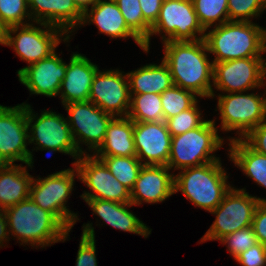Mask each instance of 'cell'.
Instances as JSON below:
<instances>
[{
    "label": "cell",
    "mask_w": 266,
    "mask_h": 266,
    "mask_svg": "<svg viewBox=\"0 0 266 266\" xmlns=\"http://www.w3.org/2000/svg\"><path fill=\"white\" fill-rule=\"evenodd\" d=\"M265 78L260 57L214 63L213 86L222 93H244L255 88L261 89L266 85Z\"/></svg>",
    "instance_id": "cell-15"
},
{
    "label": "cell",
    "mask_w": 266,
    "mask_h": 266,
    "mask_svg": "<svg viewBox=\"0 0 266 266\" xmlns=\"http://www.w3.org/2000/svg\"><path fill=\"white\" fill-rule=\"evenodd\" d=\"M36 24H39L44 29L35 26L33 23L8 27L3 44L13 47L17 56L29 65L47 58L54 53L62 38L64 42H68L70 39L58 27L45 23ZM12 34H15V36H12Z\"/></svg>",
    "instance_id": "cell-9"
},
{
    "label": "cell",
    "mask_w": 266,
    "mask_h": 266,
    "mask_svg": "<svg viewBox=\"0 0 266 266\" xmlns=\"http://www.w3.org/2000/svg\"><path fill=\"white\" fill-rule=\"evenodd\" d=\"M251 227L258 242L266 246V200L260 201L257 206Z\"/></svg>",
    "instance_id": "cell-40"
},
{
    "label": "cell",
    "mask_w": 266,
    "mask_h": 266,
    "mask_svg": "<svg viewBox=\"0 0 266 266\" xmlns=\"http://www.w3.org/2000/svg\"><path fill=\"white\" fill-rule=\"evenodd\" d=\"M223 94L217 97L222 131L237 130L238 139H243L266 119V90L263 97L253 92Z\"/></svg>",
    "instance_id": "cell-11"
},
{
    "label": "cell",
    "mask_w": 266,
    "mask_h": 266,
    "mask_svg": "<svg viewBox=\"0 0 266 266\" xmlns=\"http://www.w3.org/2000/svg\"><path fill=\"white\" fill-rule=\"evenodd\" d=\"M163 44L162 61L170 70L173 84L194 92L198 98H213L214 64L207 58L209 52L204 39L165 41Z\"/></svg>",
    "instance_id": "cell-1"
},
{
    "label": "cell",
    "mask_w": 266,
    "mask_h": 266,
    "mask_svg": "<svg viewBox=\"0 0 266 266\" xmlns=\"http://www.w3.org/2000/svg\"><path fill=\"white\" fill-rule=\"evenodd\" d=\"M198 101L189 109L181 111L176 116L167 119L166 125L170 135H181L191 129L201 126L206 120L201 117Z\"/></svg>",
    "instance_id": "cell-34"
},
{
    "label": "cell",
    "mask_w": 266,
    "mask_h": 266,
    "mask_svg": "<svg viewBox=\"0 0 266 266\" xmlns=\"http://www.w3.org/2000/svg\"><path fill=\"white\" fill-rule=\"evenodd\" d=\"M215 126L214 120H206L197 128L173 136L167 167L170 170H182L220 160L212 155L222 148L224 140L218 136V128Z\"/></svg>",
    "instance_id": "cell-5"
},
{
    "label": "cell",
    "mask_w": 266,
    "mask_h": 266,
    "mask_svg": "<svg viewBox=\"0 0 266 266\" xmlns=\"http://www.w3.org/2000/svg\"><path fill=\"white\" fill-rule=\"evenodd\" d=\"M26 105L14 107L0 105V164L23 162L32 169L33 154L29 143Z\"/></svg>",
    "instance_id": "cell-12"
},
{
    "label": "cell",
    "mask_w": 266,
    "mask_h": 266,
    "mask_svg": "<svg viewBox=\"0 0 266 266\" xmlns=\"http://www.w3.org/2000/svg\"><path fill=\"white\" fill-rule=\"evenodd\" d=\"M162 33L163 42L204 39L205 30L198 21L192 0H163L158 18L144 41L145 52L150 50L151 36Z\"/></svg>",
    "instance_id": "cell-7"
},
{
    "label": "cell",
    "mask_w": 266,
    "mask_h": 266,
    "mask_svg": "<svg viewBox=\"0 0 266 266\" xmlns=\"http://www.w3.org/2000/svg\"><path fill=\"white\" fill-rule=\"evenodd\" d=\"M28 2L31 21L58 27L69 37L83 21V12L73 0H28Z\"/></svg>",
    "instance_id": "cell-21"
},
{
    "label": "cell",
    "mask_w": 266,
    "mask_h": 266,
    "mask_svg": "<svg viewBox=\"0 0 266 266\" xmlns=\"http://www.w3.org/2000/svg\"><path fill=\"white\" fill-rule=\"evenodd\" d=\"M261 29V47H260V59L262 68L266 74V59L263 58V53H266V28H260Z\"/></svg>",
    "instance_id": "cell-43"
},
{
    "label": "cell",
    "mask_w": 266,
    "mask_h": 266,
    "mask_svg": "<svg viewBox=\"0 0 266 266\" xmlns=\"http://www.w3.org/2000/svg\"><path fill=\"white\" fill-rule=\"evenodd\" d=\"M94 156H136L133 121L129 117H114L107 126L103 144Z\"/></svg>",
    "instance_id": "cell-25"
},
{
    "label": "cell",
    "mask_w": 266,
    "mask_h": 266,
    "mask_svg": "<svg viewBox=\"0 0 266 266\" xmlns=\"http://www.w3.org/2000/svg\"><path fill=\"white\" fill-rule=\"evenodd\" d=\"M33 176L21 164H0V209L6 210L30 196Z\"/></svg>",
    "instance_id": "cell-24"
},
{
    "label": "cell",
    "mask_w": 266,
    "mask_h": 266,
    "mask_svg": "<svg viewBox=\"0 0 266 266\" xmlns=\"http://www.w3.org/2000/svg\"><path fill=\"white\" fill-rule=\"evenodd\" d=\"M120 70H98L91 84L89 101L114 117H127L130 89L127 73Z\"/></svg>",
    "instance_id": "cell-16"
},
{
    "label": "cell",
    "mask_w": 266,
    "mask_h": 266,
    "mask_svg": "<svg viewBox=\"0 0 266 266\" xmlns=\"http://www.w3.org/2000/svg\"><path fill=\"white\" fill-rule=\"evenodd\" d=\"M222 244H227V251L234 257V259L248 250L251 246L258 243L257 237L252 227H246L225 235L219 240Z\"/></svg>",
    "instance_id": "cell-36"
},
{
    "label": "cell",
    "mask_w": 266,
    "mask_h": 266,
    "mask_svg": "<svg viewBox=\"0 0 266 266\" xmlns=\"http://www.w3.org/2000/svg\"><path fill=\"white\" fill-rule=\"evenodd\" d=\"M192 3L198 21L205 31L209 30L211 26L229 21L228 0H192Z\"/></svg>",
    "instance_id": "cell-30"
},
{
    "label": "cell",
    "mask_w": 266,
    "mask_h": 266,
    "mask_svg": "<svg viewBox=\"0 0 266 266\" xmlns=\"http://www.w3.org/2000/svg\"><path fill=\"white\" fill-rule=\"evenodd\" d=\"M96 24L99 32L114 38H133L144 51V42L127 26L124 17L114 0H98L91 9L83 13L82 25Z\"/></svg>",
    "instance_id": "cell-22"
},
{
    "label": "cell",
    "mask_w": 266,
    "mask_h": 266,
    "mask_svg": "<svg viewBox=\"0 0 266 266\" xmlns=\"http://www.w3.org/2000/svg\"><path fill=\"white\" fill-rule=\"evenodd\" d=\"M63 107L68 112L67 121L78 152L81 155L87 153L80 147V143H84L90 152L95 153L103 144L107 126L114 116L90 101L71 102Z\"/></svg>",
    "instance_id": "cell-13"
},
{
    "label": "cell",
    "mask_w": 266,
    "mask_h": 266,
    "mask_svg": "<svg viewBox=\"0 0 266 266\" xmlns=\"http://www.w3.org/2000/svg\"><path fill=\"white\" fill-rule=\"evenodd\" d=\"M67 64L54 52L47 58L17 71L19 81L30 94L57 96L65 78Z\"/></svg>",
    "instance_id": "cell-18"
},
{
    "label": "cell",
    "mask_w": 266,
    "mask_h": 266,
    "mask_svg": "<svg viewBox=\"0 0 266 266\" xmlns=\"http://www.w3.org/2000/svg\"><path fill=\"white\" fill-rule=\"evenodd\" d=\"M9 233L20 244L34 247H46L64 242L69 236L68 230L51 212L42 209L30 197L4 210Z\"/></svg>",
    "instance_id": "cell-2"
},
{
    "label": "cell",
    "mask_w": 266,
    "mask_h": 266,
    "mask_svg": "<svg viewBox=\"0 0 266 266\" xmlns=\"http://www.w3.org/2000/svg\"><path fill=\"white\" fill-rule=\"evenodd\" d=\"M205 31L208 52L214 63L239 58L260 57L261 26L252 22L228 21ZM208 32V33H207Z\"/></svg>",
    "instance_id": "cell-4"
},
{
    "label": "cell",
    "mask_w": 266,
    "mask_h": 266,
    "mask_svg": "<svg viewBox=\"0 0 266 266\" xmlns=\"http://www.w3.org/2000/svg\"><path fill=\"white\" fill-rule=\"evenodd\" d=\"M92 223L83 224L76 266H97L95 231Z\"/></svg>",
    "instance_id": "cell-37"
},
{
    "label": "cell",
    "mask_w": 266,
    "mask_h": 266,
    "mask_svg": "<svg viewBox=\"0 0 266 266\" xmlns=\"http://www.w3.org/2000/svg\"><path fill=\"white\" fill-rule=\"evenodd\" d=\"M167 166L143 165L131 190V203H161L174 194V174Z\"/></svg>",
    "instance_id": "cell-19"
},
{
    "label": "cell",
    "mask_w": 266,
    "mask_h": 266,
    "mask_svg": "<svg viewBox=\"0 0 266 266\" xmlns=\"http://www.w3.org/2000/svg\"><path fill=\"white\" fill-rule=\"evenodd\" d=\"M67 64L65 78L61 82L58 95L62 105L71 102L89 101L91 84L98 65L94 64L86 56L77 52L70 56Z\"/></svg>",
    "instance_id": "cell-20"
},
{
    "label": "cell",
    "mask_w": 266,
    "mask_h": 266,
    "mask_svg": "<svg viewBox=\"0 0 266 266\" xmlns=\"http://www.w3.org/2000/svg\"><path fill=\"white\" fill-rule=\"evenodd\" d=\"M133 136L136 157L143 165L167 166L172 136L165 121L133 122Z\"/></svg>",
    "instance_id": "cell-17"
},
{
    "label": "cell",
    "mask_w": 266,
    "mask_h": 266,
    "mask_svg": "<svg viewBox=\"0 0 266 266\" xmlns=\"http://www.w3.org/2000/svg\"><path fill=\"white\" fill-rule=\"evenodd\" d=\"M229 158L247 177L266 188V155L252 149L243 139L229 137Z\"/></svg>",
    "instance_id": "cell-27"
},
{
    "label": "cell",
    "mask_w": 266,
    "mask_h": 266,
    "mask_svg": "<svg viewBox=\"0 0 266 266\" xmlns=\"http://www.w3.org/2000/svg\"><path fill=\"white\" fill-rule=\"evenodd\" d=\"M234 260L242 266H266V246L258 242Z\"/></svg>",
    "instance_id": "cell-38"
},
{
    "label": "cell",
    "mask_w": 266,
    "mask_h": 266,
    "mask_svg": "<svg viewBox=\"0 0 266 266\" xmlns=\"http://www.w3.org/2000/svg\"><path fill=\"white\" fill-rule=\"evenodd\" d=\"M144 20L152 26L159 15L163 0H139Z\"/></svg>",
    "instance_id": "cell-41"
},
{
    "label": "cell",
    "mask_w": 266,
    "mask_h": 266,
    "mask_svg": "<svg viewBox=\"0 0 266 266\" xmlns=\"http://www.w3.org/2000/svg\"><path fill=\"white\" fill-rule=\"evenodd\" d=\"M9 236H10V233L8 229L6 215L4 213V210L0 209V248L1 246H4L3 244L4 242H7L10 240Z\"/></svg>",
    "instance_id": "cell-42"
},
{
    "label": "cell",
    "mask_w": 266,
    "mask_h": 266,
    "mask_svg": "<svg viewBox=\"0 0 266 266\" xmlns=\"http://www.w3.org/2000/svg\"><path fill=\"white\" fill-rule=\"evenodd\" d=\"M130 108L127 117L133 122L164 121L161 94H130Z\"/></svg>",
    "instance_id": "cell-28"
},
{
    "label": "cell",
    "mask_w": 266,
    "mask_h": 266,
    "mask_svg": "<svg viewBox=\"0 0 266 266\" xmlns=\"http://www.w3.org/2000/svg\"><path fill=\"white\" fill-rule=\"evenodd\" d=\"M264 200L250 195L245 188L231 187L222 202L210 212L216 215V219L200 241L220 240L225 235L251 226L255 210Z\"/></svg>",
    "instance_id": "cell-10"
},
{
    "label": "cell",
    "mask_w": 266,
    "mask_h": 266,
    "mask_svg": "<svg viewBox=\"0 0 266 266\" xmlns=\"http://www.w3.org/2000/svg\"><path fill=\"white\" fill-rule=\"evenodd\" d=\"M73 166V169L61 170L44 179L33 178L29 196L42 209L51 212L68 230L79 220L77 214L66 206L73 191L74 177L79 176L76 166Z\"/></svg>",
    "instance_id": "cell-8"
},
{
    "label": "cell",
    "mask_w": 266,
    "mask_h": 266,
    "mask_svg": "<svg viewBox=\"0 0 266 266\" xmlns=\"http://www.w3.org/2000/svg\"><path fill=\"white\" fill-rule=\"evenodd\" d=\"M26 105V120L28 125V144H36L33 150H47L71 155L75 161L81 156L75 144L67 118L53 111H41L35 114L29 104ZM36 120V121H35ZM33 123V124H32ZM31 133V134H30Z\"/></svg>",
    "instance_id": "cell-6"
},
{
    "label": "cell",
    "mask_w": 266,
    "mask_h": 266,
    "mask_svg": "<svg viewBox=\"0 0 266 266\" xmlns=\"http://www.w3.org/2000/svg\"><path fill=\"white\" fill-rule=\"evenodd\" d=\"M93 211V214L103 220L107 225H111L120 231L135 233L148 237L151 230L137 218L128 207L134 206L132 203H120L100 199H83Z\"/></svg>",
    "instance_id": "cell-23"
},
{
    "label": "cell",
    "mask_w": 266,
    "mask_h": 266,
    "mask_svg": "<svg viewBox=\"0 0 266 266\" xmlns=\"http://www.w3.org/2000/svg\"><path fill=\"white\" fill-rule=\"evenodd\" d=\"M243 140L252 149L266 155V119L250 131Z\"/></svg>",
    "instance_id": "cell-39"
},
{
    "label": "cell",
    "mask_w": 266,
    "mask_h": 266,
    "mask_svg": "<svg viewBox=\"0 0 266 266\" xmlns=\"http://www.w3.org/2000/svg\"><path fill=\"white\" fill-rule=\"evenodd\" d=\"M73 164L79 173L77 178L90 189V192L84 191L80 195L82 199L131 203V191L121 184L106 165L93 154H83Z\"/></svg>",
    "instance_id": "cell-14"
},
{
    "label": "cell",
    "mask_w": 266,
    "mask_h": 266,
    "mask_svg": "<svg viewBox=\"0 0 266 266\" xmlns=\"http://www.w3.org/2000/svg\"><path fill=\"white\" fill-rule=\"evenodd\" d=\"M227 178L221 160L185 168L174 175V193L181 191L194 206L211 212L232 187Z\"/></svg>",
    "instance_id": "cell-3"
},
{
    "label": "cell",
    "mask_w": 266,
    "mask_h": 266,
    "mask_svg": "<svg viewBox=\"0 0 266 266\" xmlns=\"http://www.w3.org/2000/svg\"><path fill=\"white\" fill-rule=\"evenodd\" d=\"M26 19H31L28 0H0V20L6 28L30 24Z\"/></svg>",
    "instance_id": "cell-33"
},
{
    "label": "cell",
    "mask_w": 266,
    "mask_h": 266,
    "mask_svg": "<svg viewBox=\"0 0 266 266\" xmlns=\"http://www.w3.org/2000/svg\"><path fill=\"white\" fill-rule=\"evenodd\" d=\"M127 76L130 94H162L174 85L170 70L163 61L159 65H144L135 71L128 72Z\"/></svg>",
    "instance_id": "cell-26"
},
{
    "label": "cell",
    "mask_w": 266,
    "mask_h": 266,
    "mask_svg": "<svg viewBox=\"0 0 266 266\" xmlns=\"http://www.w3.org/2000/svg\"><path fill=\"white\" fill-rule=\"evenodd\" d=\"M196 96L194 92L175 85L165 90L161 94L164 121L191 108L198 101Z\"/></svg>",
    "instance_id": "cell-31"
},
{
    "label": "cell",
    "mask_w": 266,
    "mask_h": 266,
    "mask_svg": "<svg viewBox=\"0 0 266 266\" xmlns=\"http://www.w3.org/2000/svg\"><path fill=\"white\" fill-rule=\"evenodd\" d=\"M127 26L144 42L150 35L151 26L144 20L139 0H114Z\"/></svg>",
    "instance_id": "cell-32"
},
{
    "label": "cell",
    "mask_w": 266,
    "mask_h": 266,
    "mask_svg": "<svg viewBox=\"0 0 266 266\" xmlns=\"http://www.w3.org/2000/svg\"><path fill=\"white\" fill-rule=\"evenodd\" d=\"M7 28L0 20V44H4Z\"/></svg>",
    "instance_id": "cell-45"
},
{
    "label": "cell",
    "mask_w": 266,
    "mask_h": 266,
    "mask_svg": "<svg viewBox=\"0 0 266 266\" xmlns=\"http://www.w3.org/2000/svg\"><path fill=\"white\" fill-rule=\"evenodd\" d=\"M266 9V0H228L229 21L252 22Z\"/></svg>",
    "instance_id": "cell-35"
},
{
    "label": "cell",
    "mask_w": 266,
    "mask_h": 266,
    "mask_svg": "<svg viewBox=\"0 0 266 266\" xmlns=\"http://www.w3.org/2000/svg\"><path fill=\"white\" fill-rule=\"evenodd\" d=\"M110 170L113 176L130 191L135 185L143 164L136 156H95Z\"/></svg>",
    "instance_id": "cell-29"
},
{
    "label": "cell",
    "mask_w": 266,
    "mask_h": 266,
    "mask_svg": "<svg viewBox=\"0 0 266 266\" xmlns=\"http://www.w3.org/2000/svg\"><path fill=\"white\" fill-rule=\"evenodd\" d=\"M77 7L84 13L89 7L93 6L98 0H73Z\"/></svg>",
    "instance_id": "cell-44"
}]
</instances>
